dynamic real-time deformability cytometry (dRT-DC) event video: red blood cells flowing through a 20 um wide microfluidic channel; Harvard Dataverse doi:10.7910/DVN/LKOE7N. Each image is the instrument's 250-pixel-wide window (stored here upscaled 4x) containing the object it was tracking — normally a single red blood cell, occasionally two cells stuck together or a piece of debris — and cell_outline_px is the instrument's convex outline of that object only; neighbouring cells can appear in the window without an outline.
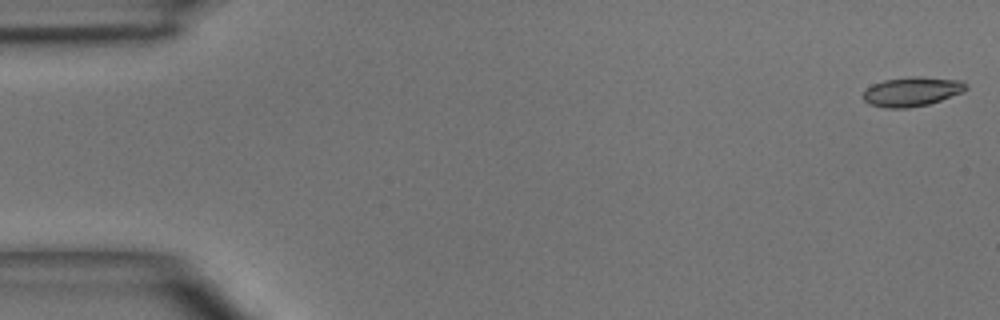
{"species": "common noctule bat (a hibernating species)", "species_latin": "Nyctalus noctula", "temperature_condition": "room temperature", "stored_images_in_passage": 5, "camera_frame_rate_fps": 3000, "um_per_image_px": 0.085, "animal": {"sex": "male", "body_mass_g": 15.6}, "frame": {"image": 1, "passage_image": 1, "time_ms": 0.0, "image_size_px": [1000, 320], "cell_outline_px": [[968, 88], [964, 92], [928, 104], [908, 108], [884, 108], [868, 104], [864, 100], [864, 92], [872, 84], [884, 80], [912, 76], [964, 80], [968, 84]], "centroid_in_image_um": [77.55, 7.78], "position_along_channel_um": 7.5, "area_um2": 17.69}}
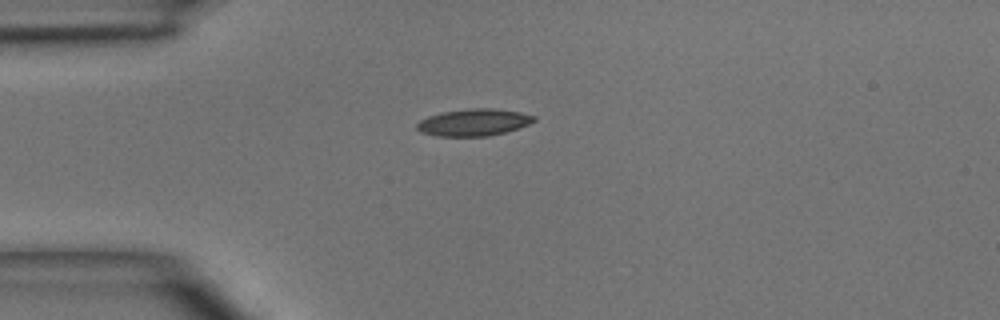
{"frame": {"image": 2, "passage_image": 4, "time_ms": 3.667, "image_size_px": [1000, 320], "cell_outline_px": [[536, 120], [528, 124], [504, 132], [488, 136], [436, 136], [420, 132], [416, 128], [416, 124], [420, 120], [428, 116], [440, 112], [472, 108], [492, 108], [520, 112], [536, 116]], "centroid_in_image_um": [40.23, 10.39], "position_along_channel_um": 44.8, "area_um2": 18.38}}